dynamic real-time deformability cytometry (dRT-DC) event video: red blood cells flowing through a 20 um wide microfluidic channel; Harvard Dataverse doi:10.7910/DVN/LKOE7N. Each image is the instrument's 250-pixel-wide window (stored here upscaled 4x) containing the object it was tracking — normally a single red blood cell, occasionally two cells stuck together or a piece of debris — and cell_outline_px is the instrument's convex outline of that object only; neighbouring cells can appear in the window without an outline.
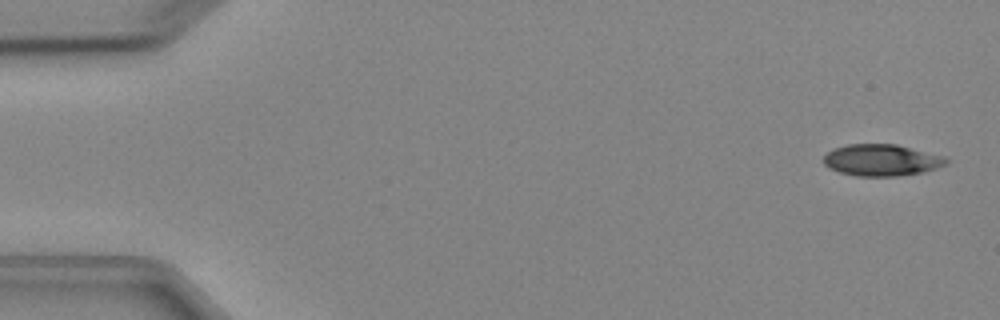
{"species": "Egyptian fruit bat (a non-hibernating species)", "species_latin": "Rousettus aegyptiacus", "temperature_condition": "cold", "stored_images_in_passage": 7, "camera_frame_rate_fps": 3000, "um_per_image_px": 0.085, "animal": {"sex": "female"}, "frame": {"image": 1, "passage_image": 1, "time_ms": 0.0, "image_size_px": [1000, 320], "cell_outline_px": [[948, 164], [924, 172], [896, 176], [856, 176], [840, 172], [828, 168], [824, 164], [824, 156], [832, 148], [848, 144], [896, 144], [944, 156], [948, 160]], "centroid_in_image_um": [74.92, 13.61], "position_along_channel_um": 10.1, "area_um2": 22.66}}
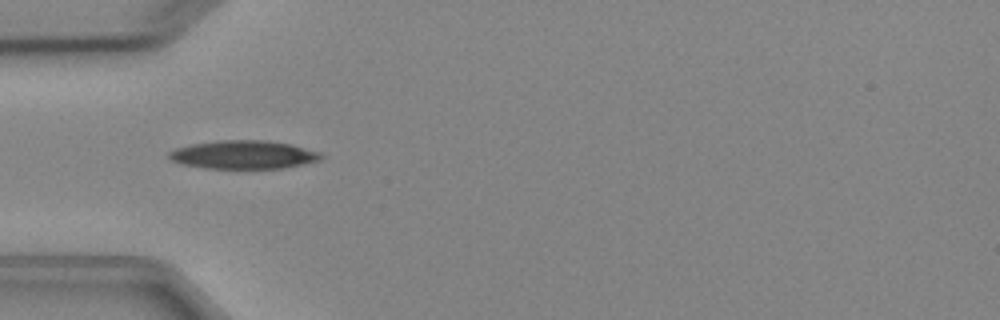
{"frame": {"image": 2, "passage_image": 4, "time_ms": 4.667, "image_size_px": [1000, 320], "cell_outline_px": [[324, 156], [320, 160], [284, 168], [204, 168], [184, 164], [172, 160], [168, 156], [168, 152], [176, 148], [192, 144], [220, 140], [268, 140], [292, 144], [320, 152]], "centroid_in_image_um": [20.73, 13.14], "position_along_channel_um": 64.3, "area_um2": 25.09}}
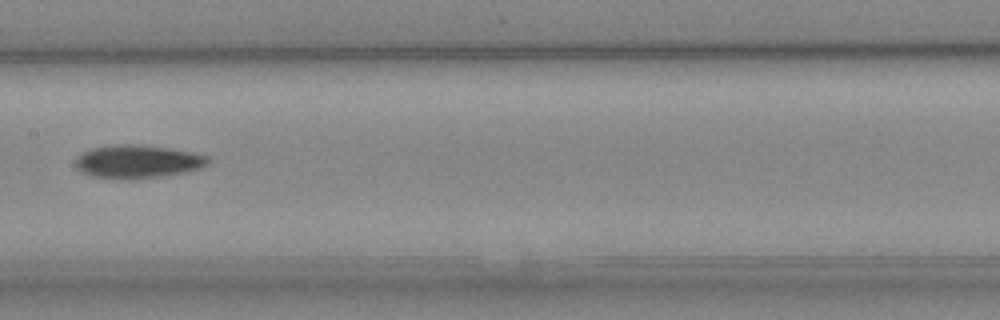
{"frame": {"image": 3, "passage_image": 7, "time_ms": 8.0, "image_size_px": [1000, 320], "cell_outline_px": [[208, 164], [200, 168], [184, 172], [160, 176], [92, 176], [80, 172], [76, 168], [76, 160], [84, 152], [92, 148], [112, 144], [140, 144], [168, 148], [192, 152], [208, 156]], "centroid_in_image_um": [11.72, 13.68], "position_along_channel_um": 195.7, "area_um2": 24.62}}